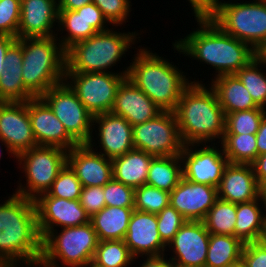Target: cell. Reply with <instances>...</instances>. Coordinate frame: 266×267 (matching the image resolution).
Instances as JSON below:
<instances>
[{
	"instance_id": "1",
	"label": "cell",
	"mask_w": 266,
	"mask_h": 267,
	"mask_svg": "<svg viewBox=\"0 0 266 267\" xmlns=\"http://www.w3.org/2000/svg\"><path fill=\"white\" fill-rule=\"evenodd\" d=\"M198 27L172 42L180 55L215 69V76L236 74L257 52L248 44L225 33L211 18H195ZM204 62V63H203Z\"/></svg>"
},
{
	"instance_id": "2",
	"label": "cell",
	"mask_w": 266,
	"mask_h": 267,
	"mask_svg": "<svg viewBox=\"0 0 266 267\" xmlns=\"http://www.w3.org/2000/svg\"><path fill=\"white\" fill-rule=\"evenodd\" d=\"M12 194L0 204V264L38 267L42 239L35 201Z\"/></svg>"
},
{
	"instance_id": "3",
	"label": "cell",
	"mask_w": 266,
	"mask_h": 267,
	"mask_svg": "<svg viewBox=\"0 0 266 267\" xmlns=\"http://www.w3.org/2000/svg\"><path fill=\"white\" fill-rule=\"evenodd\" d=\"M201 80H193L183 91L174 111L184 145L222 141L225 114L215 91Z\"/></svg>"
},
{
	"instance_id": "4",
	"label": "cell",
	"mask_w": 266,
	"mask_h": 267,
	"mask_svg": "<svg viewBox=\"0 0 266 267\" xmlns=\"http://www.w3.org/2000/svg\"><path fill=\"white\" fill-rule=\"evenodd\" d=\"M139 47L129 64L127 78L162 111L174 112L191 79L167 58Z\"/></svg>"
},
{
	"instance_id": "5",
	"label": "cell",
	"mask_w": 266,
	"mask_h": 267,
	"mask_svg": "<svg viewBox=\"0 0 266 267\" xmlns=\"http://www.w3.org/2000/svg\"><path fill=\"white\" fill-rule=\"evenodd\" d=\"M141 33L117 32L111 27L100 31L86 40L76 42L65 51V72L93 73L111 72V68L126 57L130 47L136 44ZM111 70V71H108Z\"/></svg>"
},
{
	"instance_id": "6",
	"label": "cell",
	"mask_w": 266,
	"mask_h": 267,
	"mask_svg": "<svg viewBox=\"0 0 266 267\" xmlns=\"http://www.w3.org/2000/svg\"><path fill=\"white\" fill-rule=\"evenodd\" d=\"M17 39L22 43L23 83L34 97L65 81V50L57 36Z\"/></svg>"
},
{
	"instance_id": "7",
	"label": "cell",
	"mask_w": 266,
	"mask_h": 267,
	"mask_svg": "<svg viewBox=\"0 0 266 267\" xmlns=\"http://www.w3.org/2000/svg\"><path fill=\"white\" fill-rule=\"evenodd\" d=\"M58 231L42 239L39 267H85L93 260L99 241L90 222Z\"/></svg>"
},
{
	"instance_id": "8",
	"label": "cell",
	"mask_w": 266,
	"mask_h": 267,
	"mask_svg": "<svg viewBox=\"0 0 266 267\" xmlns=\"http://www.w3.org/2000/svg\"><path fill=\"white\" fill-rule=\"evenodd\" d=\"M253 1H224L210 18L225 33L257 52L266 42V0Z\"/></svg>"
},
{
	"instance_id": "9",
	"label": "cell",
	"mask_w": 266,
	"mask_h": 267,
	"mask_svg": "<svg viewBox=\"0 0 266 267\" xmlns=\"http://www.w3.org/2000/svg\"><path fill=\"white\" fill-rule=\"evenodd\" d=\"M19 168L26 177L25 184L18 181L15 194L35 200L46 193L67 164V151L54 146L37 145L16 157Z\"/></svg>"
},
{
	"instance_id": "10",
	"label": "cell",
	"mask_w": 266,
	"mask_h": 267,
	"mask_svg": "<svg viewBox=\"0 0 266 267\" xmlns=\"http://www.w3.org/2000/svg\"><path fill=\"white\" fill-rule=\"evenodd\" d=\"M124 69L119 73L65 72V82L76 93L86 109L95 116L111 112L118 88L127 78L129 66Z\"/></svg>"
},
{
	"instance_id": "11",
	"label": "cell",
	"mask_w": 266,
	"mask_h": 267,
	"mask_svg": "<svg viewBox=\"0 0 266 267\" xmlns=\"http://www.w3.org/2000/svg\"><path fill=\"white\" fill-rule=\"evenodd\" d=\"M41 98L79 145L95 139L92 133L93 115L65 81L48 89Z\"/></svg>"
},
{
	"instance_id": "12",
	"label": "cell",
	"mask_w": 266,
	"mask_h": 267,
	"mask_svg": "<svg viewBox=\"0 0 266 267\" xmlns=\"http://www.w3.org/2000/svg\"><path fill=\"white\" fill-rule=\"evenodd\" d=\"M134 149L154 157L180 155L183 142L174 112L162 111L155 118L133 126Z\"/></svg>"
},
{
	"instance_id": "13",
	"label": "cell",
	"mask_w": 266,
	"mask_h": 267,
	"mask_svg": "<svg viewBox=\"0 0 266 267\" xmlns=\"http://www.w3.org/2000/svg\"><path fill=\"white\" fill-rule=\"evenodd\" d=\"M203 147H202V146ZM217 143L188 144L183 146L180 154L182 159L183 177L190 182L207 184L217 187L229 164L222 146ZM200 147V148H199Z\"/></svg>"
},
{
	"instance_id": "14",
	"label": "cell",
	"mask_w": 266,
	"mask_h": 267,
	"mask_svg": "<svg viewBox=\"0 0 266 267\" xmlns=\"http://www.w3.org/2000/svg\"><path fill=\"white\" fill-rule=\"evenodd\" d=\"M0 137L9 156L37 146L28 113V101L0 102Z\"/></svg>"
},
{
	"instance_id": "15",
	"label": "cell",
	"mask_w": 266,
	"mask_h": 267,
	"mask_svg": "<svg viewBox=\"0 0 266 267\" xmlns=\"http://www.w3.org/2000/svg\"><path fill=\"white\" fill-rule=\"evenodd\" d=\"M38 231L43 239L50 231L90 222L79 199L68 200L54 196H38L35 200Z\"/></svg>"
},
{
	"instance_id": "16",
	"label": "cell",
	"mask_w": 266,
	"mask_h": 267,
	"mask_svg": "<svg viewBox=\"0 0 266 267\" xmlns=\"http://www.w3.org/2000/svg\"><path fill=\"white\" fill-rule=\"evenodd\" d=\"M111 24L104 17L96 4L89 3L77 10H59L57 32H66L58 38L62 48L66 51L76 42L86 40L100 31L109 29ZM61 39V40H60Z\"/></svg>"
},
{
	"instance_id": "17",
	"label": "cell",
	"mask_w": 266,
	"mask_h": 267,
	"mask_svg": "<svg viewBox=\"0 0 266 267\" xmlns=\"http://www.w3.org/2000/svg\"><path fill=\"white\" fill-rule=\"evenodd\" d=\"M209 238L203 221L186 220L167 245L166 251L173 252L169 259L180 266L205 267Z\"/></svg>"
},
{
	"instance_id": "18",
	"label": "cell",
	"mask_w": 266,
	"mask_h": 267,
	"mask_svg": "<svg viewBox=\"0 0 266 267\" xmlns=\"http://www.w3.org/2000/svg\"><path fill=\"white\" fill-rule=\"evenodd\" d=\"M28 113L37 145L54 146L66 151L79 145L41 97L28 100Z\"/></svg>"
},
{
	"instance_id": "19",
	"label": "cell",
	"mask_w": 266,
	"mask_h": 267,
	"mask_svg": "<svg viewBox=\"0 0 266 267\" xmlns=\"http://www.w3.org/2000/svg\"><path fill=\"white\" fill-rule=\"evenodd\" d=\"M96 145L90 140L88 144H80L67 151V164L83 187L104 186L113 178L112 160L97 153L99 147Z\"/></svg>"
},
{
	"instance_id": "20",
	"label": "cell",
	"mask_w": 266,
	"mask_h": 267,
	"mask_svg": "<svg viewBox=\"0 0 266 267\" xmlns=\"http://www.w3.org/2000/svg\"><path fill=\"white\" fill-rule=\"evenodd\" d=\"M93 129L96 130L95 140L101 148L97 153L108 159L112 160L134 149L133 126L122 116L112 112L97 114L93 116Z\"/></svg>"
},
{
	"instance_id": "21",
	"label": "cell",
	"mask_w": 266,
	"mask_h": 267,
	"mask_svg": "<svg viewBox=\"0 0 266 267\" xmlns=\"http://www.w3.org/2000/svg\"><path fill=\"white\" fill-rule=\"evenodd\" d=\"M217 199V187L190 182L182 177L170 192L169 204L186 220L203 221Z\"/></svg>"
},
{
	"instance_id": "22",
	"label": "cell",
	"mask_w": 266,
	"mask_h": 267,
	"mask_svg": "<svg viewBox=\"0 0 266 267\" xmlns=\"http://www.w3.org/2000/svg\"><path fill=\"white\" fill-rule=\"evenodd\" d=\"M123 240L135 259L160 256L167 252V246L160 238L154 213L134 209Z\"/></svg>"
},
{
	"instance_id": "23",
	"label": "cell",
	"mask_w": 266,
	"mask_h": 267,
	"mask_svg": "<svg viewBox=\"0 0 266 267\" xmlns=\"http://www.w3.org/2000/svg\"><path fill=\"white\" fill-rule=\"evenodd\" d=\"M58 17V0H21L17 38L57 36Z\"/></svg>"
},
{
	"instance_id": "24",
	"label": "cell",
	"mask_w": 266,
	"mask_h": 267,
	"mask_svg": "<svg viewBox=\"0 0 266 267\" xmlns=\"http://www.w3.org/2000/svg\"><path fill=\"white\" fill-rule=\"evenodd\" d=\"M111 112L135 126L155 118L162 110L126 78L118 88Z\"/></svg>"
},
{
	"instance_id": "25",
	"label": "cell",
	"mask_w": 266,
	"mask_h": 267,
	"mask_svg": "<svg viewBox=\"0 0 266 267\" xmlns=\"http://www.w3.org/2000/svg\"><path fill=\"white\" fill-rule=\"evenodd\" d=\"M218 198L234 204L250 202L259 197L258 183L251 164L229 163L217 186Z\"/></svg>"
},
{
	"instance_id": "26",
	"label": "cell",
	"mask_w": 266,
	"mask_h": 267,
	"mask_svg": "<svg viewBox=\"0 0 266 267\" xmlns=\"http://www.w3.org/2000/svg\"><path fill=\"white\" fill-rule=\"evenodd\" d=\"M22 43L17 39L6 52L0 75V102H24L34 98L22 78Z\"/></svg>"
},
{
	"instance_id": "27",
	"label": "cell",
	"mask_w": 266,
	"mask_h": 267,
	"mask_svg": "<svg viewBox=\"0 0 266 267\" xmlns=\"http://www.w3.org/2000/svg\"><path fill=\"white\" fill-rule=\"evenodd\" d=\"M211 80L209 85L215 91L225 115L231 112L260 108L235 74L221 75L214 79L212 77Z\"/></svg>"
},
{
	"instance_id": "28",
	"label": "cell",
	"mask_w": 266,
	"mask_h": 267,
	"mask_svg": "<svg viewBox=\"0 0 266 267\" xmlns=\"http://www.w3.org/2000/svg\"><path fill=\"white\" fill-rule=\"evenodd\" d=\"M153 158L154 156L142 150L132 149L112 159L113 178L134 189L145 185Z\"/></svg>"
},
{
	"instance_id": "29",
	"label": "cell",
	"mask_w": 266,
	"mask_h": 267,
	"mask_svg": "<svg viewBox=\"0 0 266 267\" xmlns=\"http://www.w3.org/2000/svg\"><path fill=\"white\" fill-rule=\"evenodd\" d=\"M134 208L105 206L90 218L98 241L123 240Z\"/></svg>"
},
{
	"instance_id": "30",
	"label": "cell",
	"mask_w": 266,
	"mask_h": 267,
	"mask_svg": "<svg viewBox=\"0 0 266 267\" xmlns=\"http://www.w3.org/2000/svg\"><path fill=\"white\" fill-rule=\"evenodd\" d=\"M265 213L266 205L259 197L250 202L236 204L234 236L244 244L258 241L262 232Z\"/></svg>"
},
{
	"instance_id": "31",
	"label": "cell",
	"mask_w": 266,
	"mask_h": 267,
	"mask_svg": "<svg viewBox=\"0 0 266 267\" xmlns=\"http://www.w3.org/2000/svg\"><path fill=\"white\" fill-rule=\"evenodd\" d=\"M244 245L235 236L210 233L205 267H233L240 264Z\"/></svg>"
},
{
	"instance_id": "32",
	"label": "cell",
	"mask_w": 266,
	"mask_h": 267,
	"mask_svg": "<svg viewBox=\"0 0 266 267\" xmlns=\"http://www.w3.org/2000/svg\"><path fill=\"white\" fill-rule=\"evenodd\" d=\"M182 177V159L180 155L154 157L150 163L146 185L170 193Z\"/></svg>"
},
{
	"instance_id": "33",
	"label": "cell",
	"mask_w": 266,
	"mask_h": 267,
	"mask_svg": "<svg viewBox=\"0 0 266 267\" xmlns=\"http://www.w3.org/2000/svg\"><path fill=\"white\" fill-rule=\"evenodd\" d=\"M232 164H251L257 157L256 134H224L220 142Z\"/></svg>"
},
{
	"instance_id": "34",
	"label": "cell",
	"mask_w": 266,
	"mask_h": 267,
	"mask_svg": "<svg viewBox=\"0 0 266 267\" xmlns=\"http://www.w3.org/2000/svg\"><path fill=\"white\" fill-rule=\"evenodd\" d=\"M264 67L266 68V63L256 56L235 75L249 91L255 104L266 109V73L262 70Z\"/></svg>"
},
{
	"instance_id": "35",
	"label": "cell",
	"mask_w": 266,
	"mask_h": 267,
	"mask_svg": "<svg viewBox=\"0 0 266 267\" xmlns=\"http://www.w3.org/2000/svg\"><path fill=\"white\" fill-rule=\"evenodd\" d=\"M203 222L209 233L234 236L236 204L218 198Z\"/></svg>"
},
{
	"instance_id": "36",
	"label": "cell",
	"mask_w": 266,
	"mask_h": 267,
	"mask_svg": "<svg viewBox=\"0 0 266 267\" xmlns=\"http://www.w3.org/2000/svg\"><path fill=\"white\" fill-rule=\"evenodd\" d=\"M93 261L103 267H130L137 261L124 240L99 241Z\"/></svg>"
},
{
	"instance_id": "37",
	"label": "cell",
	"mask_w": 266,
	"mask_h": 267,
	"mask_svg": "<svg viewBox=\"0 0 266 267\" xmlns=\"http://www.w3.org/2000/svg\"><path fill=\"white\" fill-rule=\"evenodd\" d=\"M265 115L263 108L228 113L225 115L224 134H256Z\"/></svg>"
},
{
	"instance_id": "38",
	"label": "cell",
	"mask_w": 266,
	"mask_h": 267,
	"mask_svg": "<svg viewBox=\"0 0 266 267\" xmlns=\"http://www.w3.org/2000/svg\"><path fill=\"white\" fill-rule=\"evenodd\" d=\"M170 193L149 185L135 189L134 209L157 214L169 205Z\"/></svg>"
},
{
	"instance_id": "39",
	"label": "cell",
	"mask_w": 266,
	"mask_h": 267,
	"mask_svg": "<svg viewBox=\"0 0 266 267\" xmlns=\"http://www.w3.org/2000/svg\"><path fill=\"white\" fill-rule=\"evenodd\" d=\"M82 184L71 167L66 164L54 180L51 188L39 196H54L68 200H77L82 191Z\"/></svg>"
},
{
	"instance_id": "40",
	"label": "cell",
	"mask_w": 266,
	"mask_h": 267,
	"mask_svg": "<svg viewBox=\"0 0 266 267\" xmlns=\"http://www.w3.org/2000/svg\"><path fill=\"white\" fill-rule=\"evenodd\" d=\"M157 228L162 242L167 246L186 219L170 204L156 214Z\"/></svg>"
},
{
	"instance_id": "41",
	"label": "cell",
	"mask_w": 266,
	"mask_h": 267,
	"mask_svg": "<svg viewBox=\"0 0 266 267\" xmlns=\"http://www.w3.org/2000/svg\"><path fill=\"white\" fill-rule=\"evenodd\" d=\"M106 206L134 208L135 189L112 178L103 186Z\"/></svg>"
},
{
	"instance_id": "42",
	"label": "cell",
	"mask_w": 266,
	"mask_h": 267,
	"mask_svg": "<svg viewBox=\"0 0 266 267\" xmlns=\"http://www.w3.org/2000/svg\"><path fill=\"white\" fill-rule=\"evenodd\" d=\"M112 27L128 22L131 13V0H93ZM127 20V21H126Z\"/></svg>"
},
{
	"instance_id": "43",
	"label": "cell",
	"mask_w": 266,
	"mask_h": 267,
	"mask_svg": "<svg viewBox=\"0 0 266 267\" xmlns=\"http://www.w3.org/2000/svg\"><path fill=\"white\" fill-rule=\"evenodd\" d=\"M21 0H0V35L17 38Z\"/></svg>"
},
{
	"instance_id": "44",
	"label": "cell",
	"mask_w": 266,
	"mask_h": 267,
	"mask_svg": "<svg viewBox=\"0 0 266 267\" xmlns=\"http://www.w3.org/2000/svg\"><path fill=\"white\" fill-rule=\"evenodd\" d=\"M103 186L83 187L79 202L91 218L106 206Z\"/></svg>"
},
{
	"instance_id": "45",
	"label": "cell",
	"mask_w": 266,
	"mask_h": 267,
	"mask_svg": "<svg viewBox=\"0 0 266 267\" xmlns=\"http://www.w3.org/2000/svg\"><path fill=\"white\" fill-rule=\"evenodd\" d=\"M241 264L244 267H266V246L259 241L246 243L242 251Z\"/></svg>"
},
{
	"instance_id": "46",
	"label": "cell",
	"mask_w": 266,
	"mask_h": 267,
	"mask_svg": "<svg viewBox=\"0 0 266 267\" xmlns=\"http://www.w3.org/2000/svg\"><path fill=\"white\" fill-rule=\"evenodd\" d=\"M194 18H210L222 5L223 0H186Z\"/></svg>"
},
{
	"instance_id": "47",
	"label": "cell",
	"mask_w": 266,
	"mask_h": 267,
	"mask_svg": "<svg viewBox=\"0 0 266 267\" xmlns=\"http://www.w3.org/2000/svg\"><path fill=\"white\" fill-rule=\"evenodd\" d=\"M258 185L266 179V153L258 155L251 163Z\"/></svg>"
},
{
	"instance_id": "48",
	"label": "cell",
	"mask_w": 266,
	"mask_h": 267,
	"mask_svg": "<svg viewBox=\"0 0 266 267\" xmlns=\"http://www.w3.org/2000/svg\"><path fill=\"white\" fill-rule=\"evenodd\" d=\"M257 156L266 153V115L260 122L256 133Z\"/></svg>"
},
{
	"instance_id": "49",
	"label": "cell",
	"mask_w": 266,
	"mask_h": 267,
	"mask_svg": "<svg viewBox=\"0 0 266 267\" xmlns=\"http://www.w3.org/2000/svg\"><path fill=\"white\" fill-rule=\"evenodd\" d=\"M145 258L146 259L142 261L143 263H141V265H139L138 267H172V261L170 259H167L166 254Z\"/></svg>"
},
{
	"instance_id": "50",
	"label": "cell",
	"mask_w": 266,
	"mask_h": 267,
	"mask_svg": "<svg viewBox=\"0 0 266 267\" xmlns=\"http://www.w3.org/2000/svg\"><path fill=\"white\" fill-rule=\"evenodd\" d=\"M17 40L15 37L0 35V75L4 71L3 63L8 48Z\"/></svg>"
},
{
	"instance_id": "51",
	"label": "cell",
	"mask_w": 266,
	"mask_h": 267,
	"mask_svg": "<svg viewBox=\"0 0 266 267\" xmlns=\"http://www.w3.org/2000/svg\"><path fill=\"white\" fill-rule=\"evenodd\" d=\"M93 0H58V10H77Z\"/></svg>"
},
{
	"instance_id": "52",
	"label": "cell",
	"mask_w": 266,
	"mask_h": 267,
	"mask_svg": "<svg viewBox=\"0 0 266 267\" xmlns=\"http://www.w3.org/2000/svg\"><path fill=\"white\" fill-rule=\"evenodd\" d=\"M259 199L266 205V179H264L259 185Z\"/></svg>"
},
{
	"instance_id": "53",
	"label": "cell",
	"mask_w": 266,
	"mask_h": 267,
	"mask_svg": "<svg viewBox=\"0 0 266 267\" xmlns=\"http://www.w3.org/2000/svg\"><path fill=\"white\" fill-rule=\"evenodd\" d=\"M258 241L262 245L266 246V213H265V216H264L262 232H261V235H260V238H259Z\"/></svg>"
},
{
	"instance_id": "54",
	"label": "cell",
	"mask_w": 266,
	"mask_h": 267,
	"mask_svg": "<svg viewBox=\"0 0 266 267\" xmlns=\"http://www.w3.org/2000/svg\"><path fill=\"white\" fill-rule=\"evenodd\" d=\"M257 56L266 63V42L257 51Z\"/></svg>"
},
{
	"instance_id": "55",
	"label": "cell",
	"mask_w": 266,
	"mask_h": 267,
	"mask_svg": "<svg viewBox=\"0 0 266 267\" xmlns=\"http://www.w3.org/2000/svg\"><path fill=\"white\" fill-rule=\"evenodd\" d=\"M85 267H103L98 264H96L93 260L90 261Z\"/></svg>"
},
{
	"instance_id": "56",
	"label": "cell",
	"mask_w": 266,
	"mask_h": 267,
	"mask_svg": "<svg viewBox=\"0 0 266 267\" xmlns=\"http://www.w3.org/2000/svg\"><path fill=\"white\" fill-rule=\"evenodd\" d=\"M0 267H18L17 265H12V264H0ZM23 267V266H20Z\"/></svg>"
},
{
	"instance_id": "57",
	"label": "cell",
	"mask_w": 266,
	"mask_h": 267,
	"mask_svg": "<svg viewBox=\"0 0 266 267\" xmlns=\"http://www.w3.org/2000/svg\"><path fill=\"white\" fill-rule=\"evenodd\" d=\"M0 143L3 145L4 144V141L2 140V138L0 137ZM1 144H0V158L1 156H3L2 154V149H1Z\"/></svg>"
},
{
	"instance_id": "58",
	"label": "cell",
	"mask_w": 266,
	"mask_h": 267,
	"mask_svg": "<svg viewBox=\"0 0 266 267\" xmlns=\"http://www.w3.org/2000/svg\"><path fill=\"white\" fill-rule=\"evenodd\" d=\"M172 267H185V266H180V265H177L176 263L172 262Z\"/></svg>"
},
{
	"instance_id": "59",
	"label": "cell",
	"mask_w": 266,
	"mask_h": 267,
	"mask_svg": "<svg viewBox=\"0 0 266 267\" xmlns=\"http://www.w3.org/2000/svg\"><path fill=\"white\" fill-rule=\"evenodd\" d=\"M233 267H244L241 263Z\"/></svg>"
}]
</instances>
